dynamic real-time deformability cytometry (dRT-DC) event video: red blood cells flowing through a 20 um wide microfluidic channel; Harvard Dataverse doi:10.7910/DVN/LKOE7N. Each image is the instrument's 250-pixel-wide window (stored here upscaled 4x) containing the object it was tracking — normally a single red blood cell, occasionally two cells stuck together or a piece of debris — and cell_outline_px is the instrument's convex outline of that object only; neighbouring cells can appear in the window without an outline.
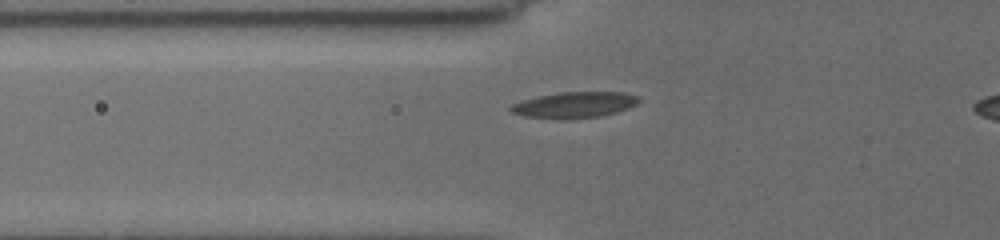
{"species": "common noctule bat (a hibernating species)", "species_latin": "Nyctalus noctula", "temperature_condition": "cold", "stored_images_in_passage": 38, "camera_frame_rate_fps": 3000, "um_per_image_px": 0.085, "animal": {"sex": "female", "body_mass_g": 19.5, "forearm_length_mm": 54.1}, "frame": {"image": 1, "passage_image": 12, "time_ms": 4.0, "image_size_px": [1000, 240], "cell_outline_px": [[640, 100], [636, 104], [628, 108], [616, 112], [600, 116], [560, 120], [524, 116], [512, 112], [508, 108], [512, 104], [524, 100], [540, 96], [560, 92], [620, 92], [640, 96]], "centroid_in_image_um": [48.83, 8.92], "position_along_channel_um": 77.0, "area_um2": 19.36}}
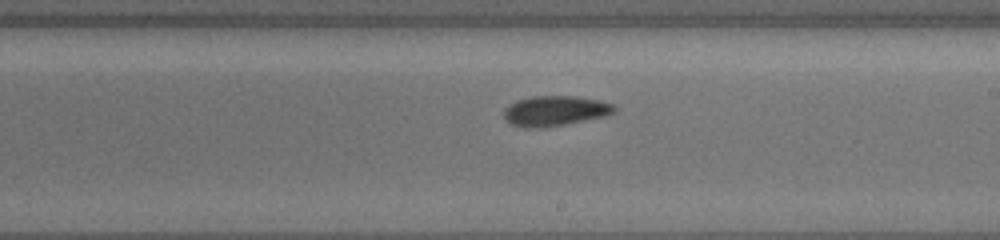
{"frame": {"image": 2, "passage_image": 23, "time_ms": 8.333, "image_size_px": [1000, 240], "cell_outline_px": [[616, 108], [612, 112], [604, 116], [564, 124], [540, 128], [528, 128], [512, 124], [504, 120], [504, 108], [516, 100], [532, 96], [576, 96], [600, 100], [612, 104]], "centroid_in_image_um": [47.12, 9.41], "position_along_channel_um": 241.9, "area_um2": 19.25}}
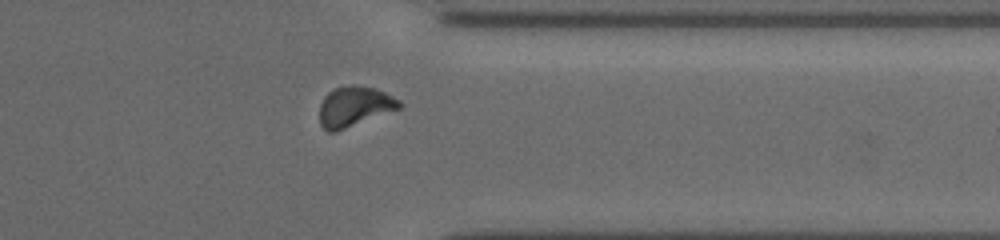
{"frame": {"image": 3, "passage_image": 33, "time_ms": 12.0, "image_size_px": [1000, 240], "cell_outline_px": [[404, 104], [400, 108], [336, 132], [328, 132], [320, 124], [320, 104], [324, 96], [332, 88], [352, 84], [376, 88], [400, 100]], "centroid_in_image_um": [30.12, 9.04], "position_along_channel_um": 381.3, "area_um2": 18.79}}